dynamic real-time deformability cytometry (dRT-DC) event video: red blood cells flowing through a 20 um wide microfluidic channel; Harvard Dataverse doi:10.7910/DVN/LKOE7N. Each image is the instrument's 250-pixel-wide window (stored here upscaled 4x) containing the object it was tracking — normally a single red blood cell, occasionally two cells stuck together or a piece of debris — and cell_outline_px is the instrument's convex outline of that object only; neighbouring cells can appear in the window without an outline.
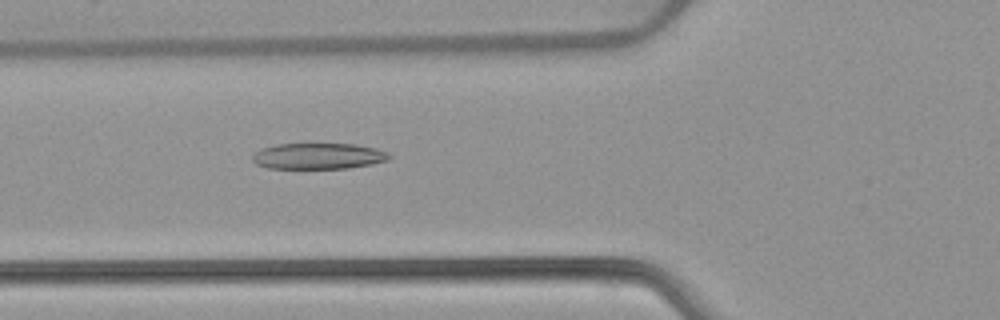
{"species": "common noctule bat (a hibernating species)", "species_latin": "Nyctalus noctula", "temperature_condition": "warm", "stored_images_in_passage": 5, "camera_frame_rate_fps": 3000, "um_per_image_px": 0.085, "animal": {"sex": "female", "body_mass_g": 22.7, "forearm_length_mm": 54.2}, "frame": {"image": 1, "passage_image": 5, "time_ms": 5.667, "image_size_px": [1000, 320], "cell_outline_px": [[392, 156], [388, 160], [372, 164], [348, 168], [268, 168], [256, 164], [252, 160], [252, 156], [260, 148], [276, 144], [308, 140], [356, 144], [376, 148], [388, 152]], "centroid_in_image_um": [27.05, 13.2], "position_along_channel_um": 98.8, "area_um2": 21.96}}